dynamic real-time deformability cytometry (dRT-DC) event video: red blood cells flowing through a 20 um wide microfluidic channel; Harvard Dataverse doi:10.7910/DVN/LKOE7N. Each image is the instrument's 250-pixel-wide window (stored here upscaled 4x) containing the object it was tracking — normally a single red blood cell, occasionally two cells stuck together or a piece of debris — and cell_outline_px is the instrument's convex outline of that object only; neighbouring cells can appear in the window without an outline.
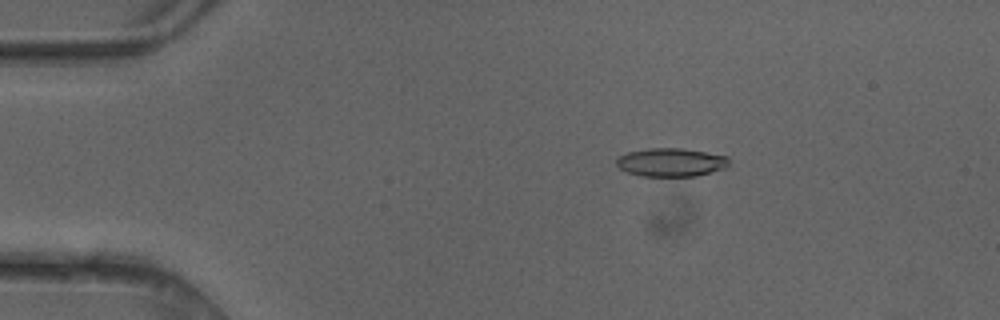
{"species": "common noctule bat (a hibernating species)", "species_latin": "Nyctalus noctula", "temperature_condition": "cold", "stored_images_in_passage": 8, "camera_frame_rate_fps": 3000, "um_per_image_px": 0.085, "animal": {"sex": "female"}, "frame": {"image": 1, "passage_image": 2, "time_ms": 0.333, "image_size_px": [1000, 320], "cell_outline_px": [[728, 164], [724, 168], [696, 176], [640, 176], [628, 172], [620, 168], [616, 164], [616, 160], [620, 156], [628, 152], [648, 148], [680, 148], [728, 156]], "centroid_in_image_um": [57.01, 13.8], "position_along_channel_um": 28.0, "area_um2": 18.44}}
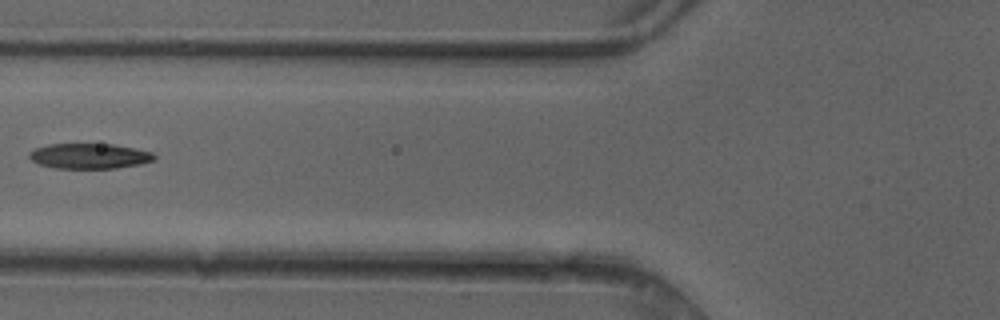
{"frame": {"image": 2, "passage_image": 5, "time_ms": 1.333, "image_size_px": [1000, 320], "cell_outline_px": [[156, 160], [140, 164], [116, 168], [56, 168], [40, 164], [32, 160], [28, 156], [28, 152], [36, 148], [48, 144], [112, 144], [136, 148], [152, 152], [156, 156]], "centroid_in_image_um": [7.63, 13.26], "position_along_channel_um": 118.2, "area_um2": 18.44}}
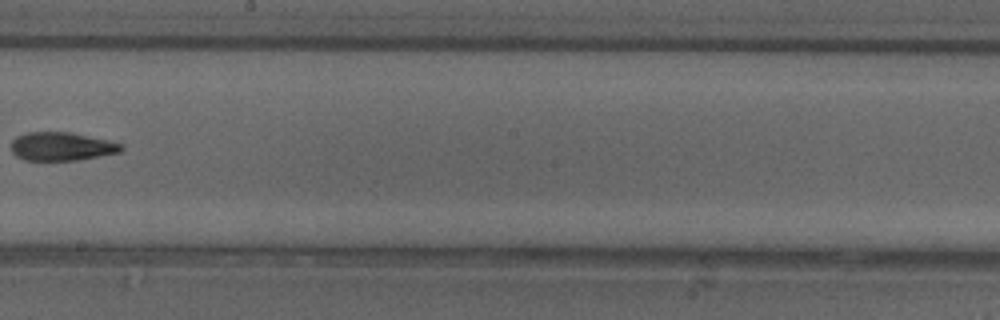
{"frame": {"image": 3, "passage_image": 8, "time_ms": 2.333, "image_size_px": [1000, 320], "cell_outline_px": [[124, 148], [120, 152], [100, 156], [76, 160], [24, 160], [16, 156], [12, 152], [12, 140], [16, 136], [28, 132], [68, 132], [108, 140], [124, 144]], "centroid_in_image_um": [5.24, 12.45], "position_along_channel_um": 243.0, "area_um2": 18.21}}